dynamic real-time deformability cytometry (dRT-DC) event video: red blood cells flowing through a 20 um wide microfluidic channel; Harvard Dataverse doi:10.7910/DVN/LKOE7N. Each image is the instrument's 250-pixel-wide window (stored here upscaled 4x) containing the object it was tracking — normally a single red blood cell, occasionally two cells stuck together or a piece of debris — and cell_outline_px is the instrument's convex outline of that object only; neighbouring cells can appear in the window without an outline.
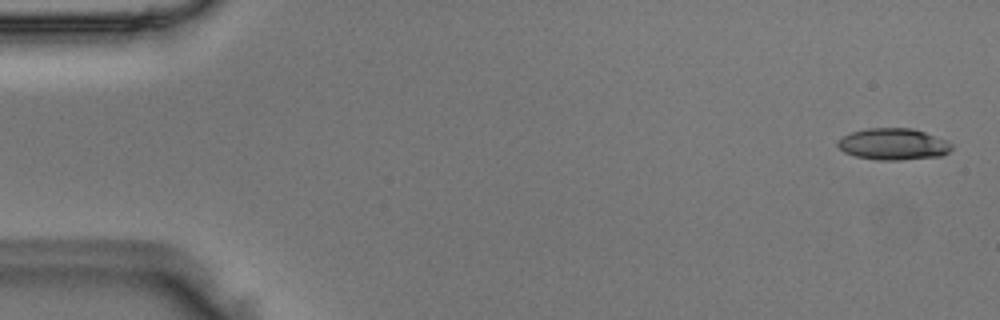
{"species": "Egyptian fruit bat (a non-hibernating species)", "species_latin": "Rousettus aegyptiacus", "temperature_condition": "room temperature", "stored_images_in_passage": 50, "camera_frame_rate_fps": 3000, "um_per_image_px": 0.085, "animal": {"sex": "male"}, "frame": {"image": 1, "passage_image": 2, "time_ms": 0.333, "image_size_px": [1000, 320], "cell_outline_px": [[952, 148], [948, 152], [940, 156], [900, 160], [880, 160], [856, 156], [844, 152], [836, 144], [844, 136], [852, 132], [868, 128], [912, 128], [924, 132], [944, 140], [952, 144]], "centroid_in_image_um": [75.93, 12.25], "position_along_channel_um": 9.1, "area_um2": 20.63}}
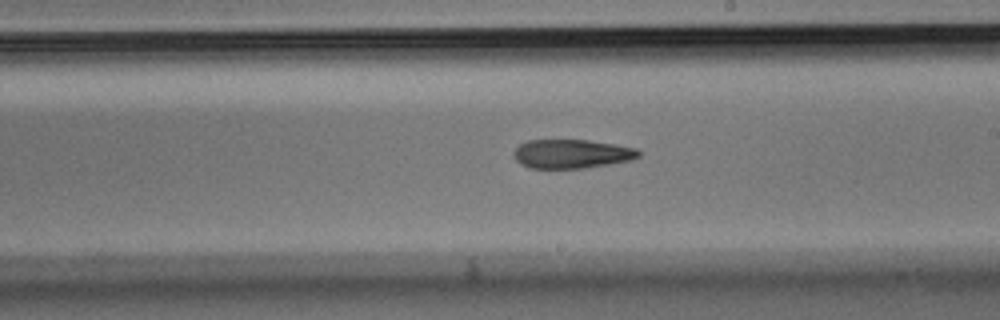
{"frame": {"image": 2, "passage_image": 29, "time_ms": 9.333, "image_size_px": [1000, 320], "cell_outline_px": [[640, 156], [632, 160], [584, 168], [528, 168], [520, 164], [512, 156], [512, 152], [520, 144], [528, 140], [588, 140], [616, 144], [636, 148], [640, 152]], "centroid_in_image_um": [48.57, 13.08], "position_along_channel_um": 240.4, "area_um2": 21.21}}
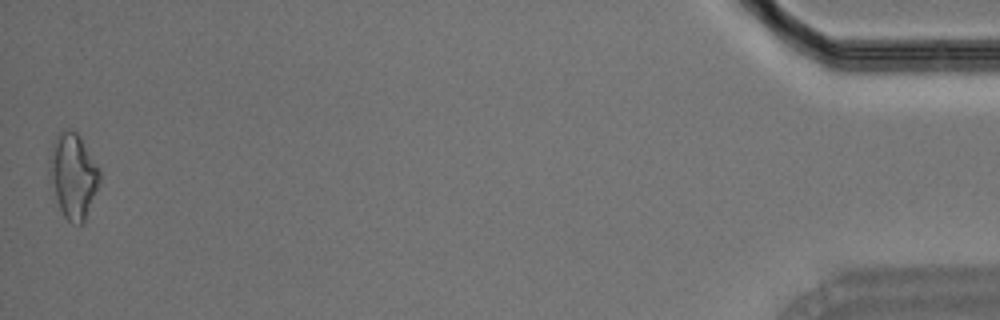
{"frame": {"image": 3, "passage_image": 50, "time_ms": 16.333, "image_size_px": [1000, 320], "cell_outline_px": [[100, 180], [84, 220], [80, 224], [72, 224], [64, 216], [60, 208], [48, 172], [48, 160], [52, 144], [56, 136], [64, 128], [68, 128], [76, 132], [80, 136], [100, 168]], "centroid_in_image_um": [6.2, 14.87], "position_along_channel_um": 429.0, "area_um2": 24.68}}